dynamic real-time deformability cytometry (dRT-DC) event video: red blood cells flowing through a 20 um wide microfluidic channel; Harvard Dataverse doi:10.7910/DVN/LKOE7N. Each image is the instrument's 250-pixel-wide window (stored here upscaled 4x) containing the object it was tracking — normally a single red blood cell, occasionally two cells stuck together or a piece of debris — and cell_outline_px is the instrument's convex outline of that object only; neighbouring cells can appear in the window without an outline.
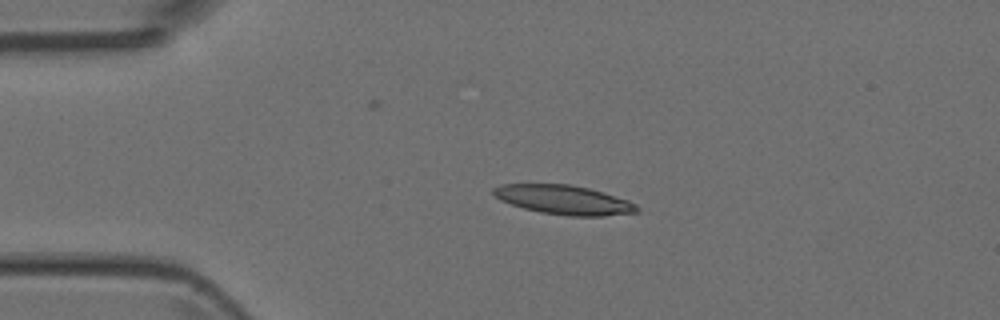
{"species": "Egyptian fruit bat (a non-hibernating species)", "species_latin": "Rousettus aegyptiacus", "temperature_condition": "room temperature", "stored_images_in_passage": 3, "camera_frame_rate_fps": 3000, "um_per_image_px": 0.085, "animal": {"sex": "female"}, "frame": {"image": 1, "passage_image": 1, "time_ms": 0.0, "image_size_px": [1000, 320], "cell_outline_px": [[640, 212], [604, 216], [568, 216], [540, 212], [524, 208], [500, 200], [492, 192], [492, 188], [500, 184], [568, 184], [588, 188], [604, 192], [628, 200], [636, 204], [640, 208]], "centroid_in_image_um": [47.96, 16.99], "position_along_channel_um": 37.0, "area_um2": 24.51}}
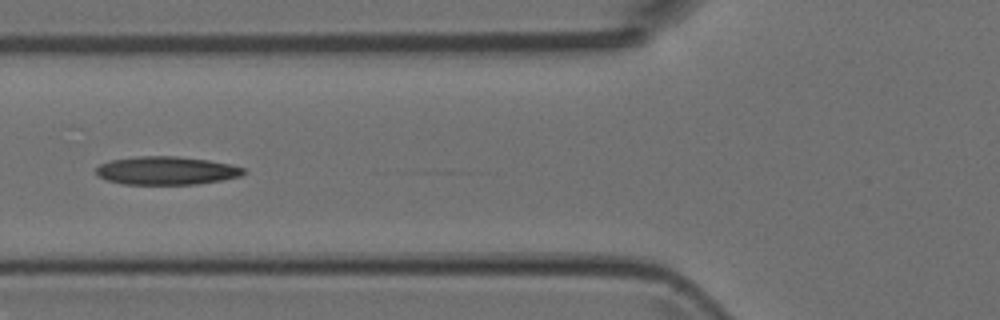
{"frame": {"image": 2, "passage_image": 3, "time_ms": 2.667, "image_size_px": [1000, 320], "cell_outline_px": [[248, 172], [240, 176], [220, 180], [196, 184], [124, 184], [108, 180], [100, 176], [96, 172], [96, 168], [100, 164], [108, 160], [136, 156], [176, 156], [208, 160], [232, 164], [244, 168]], "centroid_in_image_um": [14.16, 14.49], "position_along_channel_um": 111.6, "area_um2": 24.28}}